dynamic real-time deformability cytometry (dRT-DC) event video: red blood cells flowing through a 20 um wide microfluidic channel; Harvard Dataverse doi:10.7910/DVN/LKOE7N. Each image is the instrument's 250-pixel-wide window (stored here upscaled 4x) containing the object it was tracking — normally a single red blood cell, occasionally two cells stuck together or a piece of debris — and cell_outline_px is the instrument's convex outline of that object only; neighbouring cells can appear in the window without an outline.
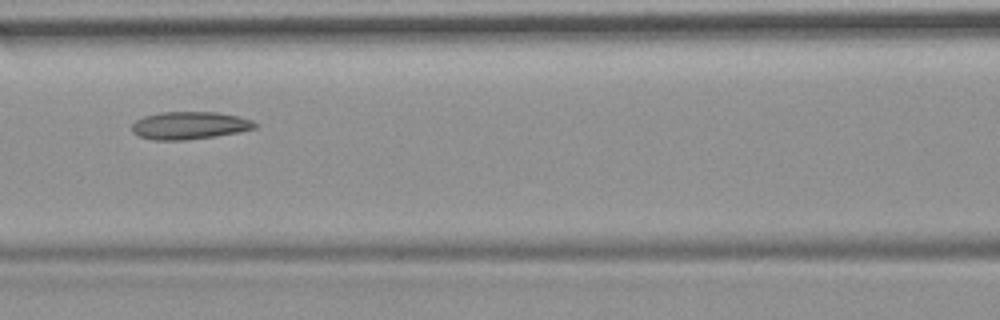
{"species": "common noctule bat (a hibernating species)", "species_latin": "Nyctalus noctula", "temperature_condition": "room temperature", "stored_images_in_passage": 49, "camera_frame_rate_fps": 3000, "um_per_image_px": 0.085, "animal": {"sex": "female", "body_mass_g": 19.9}, "frame": {"image": 1, "passage_image": 22, "time_ms": 7.0, "image_size_px": [1000, 320], "cell_outline_px": [[256, 128], [216, 136], [184, 140], [152, 140], [140, 136], [132, 132], [132, 124], [136, 120], [144, 116], [160, 112], [216, 112], [236, 116], [252, 120], [256, 124]], "centroid_in_image_um": [16.07, 10.66], "position_along_channel_um": 150.5, "area_um2": 19.65}, "authors_computed_cell_mechanics": {"area_um2": 19.9988, "velocity_mm_per_s": 3.6918, "shape_relaxation_time_tau1_ms": null, "shape_relaxation_time_tau2_ms": 5.5168, "deformation_change_tau1": null, "deformation_change_tau2": 0.1359}}